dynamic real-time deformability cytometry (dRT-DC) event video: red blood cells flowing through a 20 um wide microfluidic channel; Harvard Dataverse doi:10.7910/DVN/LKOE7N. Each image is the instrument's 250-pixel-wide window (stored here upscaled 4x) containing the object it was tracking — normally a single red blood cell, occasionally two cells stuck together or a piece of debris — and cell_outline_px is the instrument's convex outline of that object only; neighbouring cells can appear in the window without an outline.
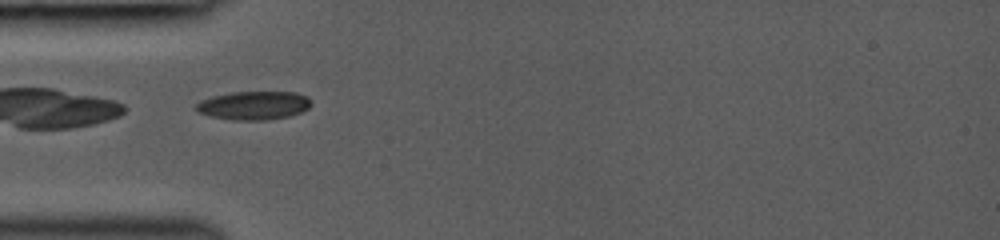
{"species": "common noctule bat (a hibernating species)", "species_latin": "Nyctalus noctula", "temperature_condition": "room temperature", "stored_images_in_passage": 4, "camera_frame_rate_fps": 3000, "um_per_image_px": 0.085, "animal": {"sex": "female", "body_mass_g": 19.0, "forearm_length_mm": 53.3}, "frame": {"image": 1, "passage_image": 2, "time_ms": 1.0, "image_size_px": [1000, 240], "cell_outline_px": [[312, 104], [308, 108], [300, 112], [288, 116], [268, 120], [232, 120], [208, 116], [196, 112], [196, 104], [200, 100], [212, 96], [232, 92], [296, 92], [308, 96], [312, 100]], "centroid_in_image_um": [21.56, 8.96], "position_along_channel_um": 63.4, "area_um2": 19.36}}
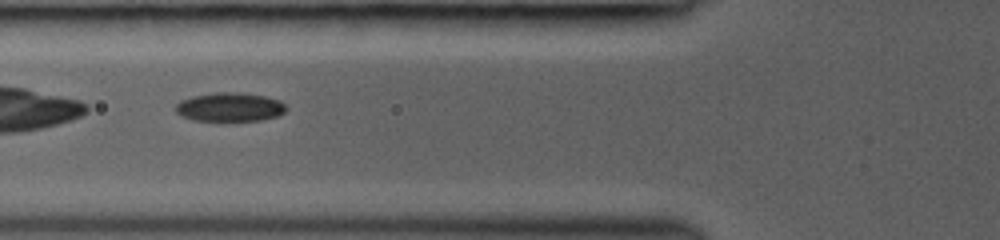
{"frame": {"image": 2, "passage_image": 3, "time_ms": 2.0, "image_size_px": [1000, 240], "cell_outline_px": [[288, 108], [280, 116], [260, 120], [192, 120], [180, 116], [176, 112], [176, 104], [180, 100], [192, 96], [216, 92], [240, 92], [264, 96], [280, 100]], "centroid_in_image_um": [19.54, 9.09], "position_along_channel_um": 106.3, "area_um2": 18.67}}